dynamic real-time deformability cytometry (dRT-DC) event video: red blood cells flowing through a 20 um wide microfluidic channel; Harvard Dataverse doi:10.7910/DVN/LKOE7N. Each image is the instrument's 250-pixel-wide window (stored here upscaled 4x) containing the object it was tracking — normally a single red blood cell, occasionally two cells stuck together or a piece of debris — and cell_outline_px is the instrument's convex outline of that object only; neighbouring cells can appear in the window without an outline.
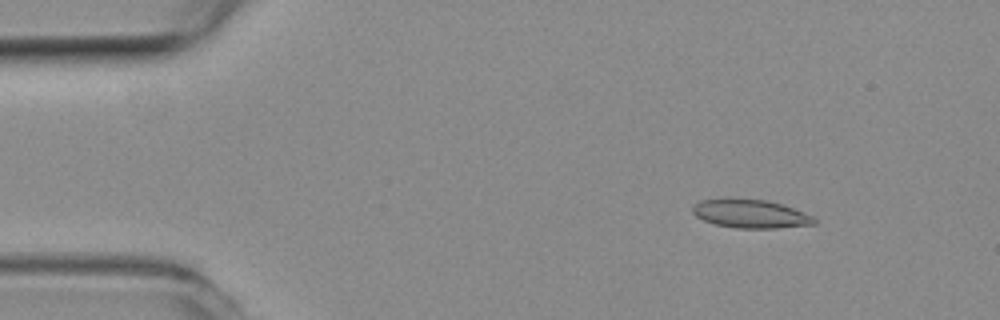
{"species": "common noctule bat (a hibernating species)", "species_latin": "Nyctalus noctula", "temperature_condition": "room temperature", "stored_images_in_passage": 52, "camera_frame_rate_fps": 3000, "um_per_image_px": 0.085, "animal": {"sex": "female", "body_mass_g": 19.3, "forearm_length_mm": 54.1}, "frame": {"image": 1, "passage_image": 5, "time_ms": 1.333, "image_size_px": [1000, 320], "cell_outline_px": [[816, 224], [776, 228], [736, 228], [716, 224], [704, 220], [696, 216], [692, 212], [692, 208], [700, 200], [724, 196], [764, 200], [780, 204], [816, 216]], "centroid_in_image_um": [63.77, 18.14], "position_along_channel_um": 21.2, "area_um2": 20.58}}
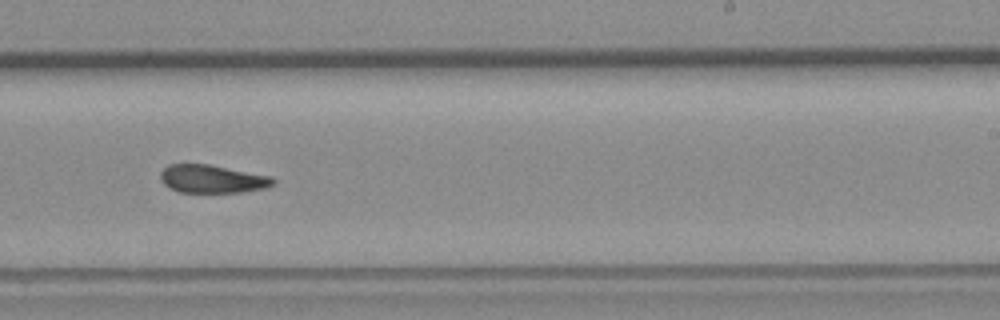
{"frame": {"image": 2, "passage_image": 31, "time_ms": 10.0, "image_size_px": [1000, 320], "cell_outline_px": [[276, 184], [264, 188], [244, 192], [180, 192], [168, 188], [160, 180], [160, 172], [168, 164], [208, 164], [272, 176], [276, 180]], "centroid_in_image_um": [18.05, 15.21], "position_along_channel_um": 271.0, "area_um2": 18.61}}
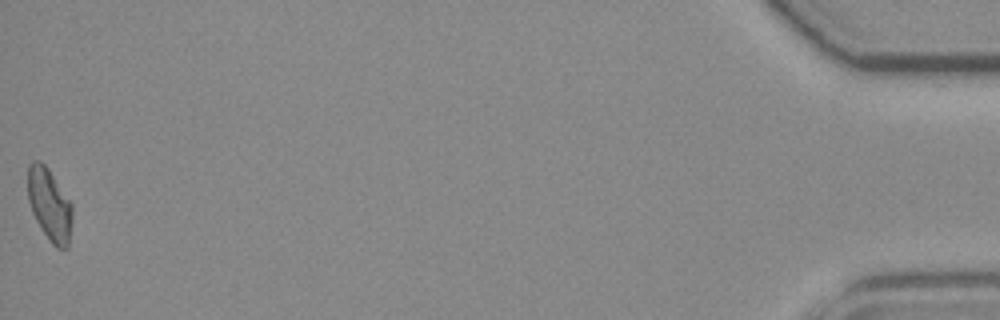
{"frame": {"image": 3, "passage_image": 52, "time_ms": 17.0, "image_size_px": [1000, 320], "cell_outline_px": [[72, 220], [68, 248], [56, 248], [52, 244], [36, 220], [32, 212], [28, 200], [28, 164], [32, 160], [40, 160], [48, 168], [72, 204]], "centroid_in_image_um": [4.21, 17.38], "position_along_channel_um": 431.0, "area_um2": 18.73}, "authors_computed_cell_mechanics": {"area_um2": 19.3052, "velocity_mm_per_s": 3.8077, "shape_relaxation_time_tau1_ms": null, "shape_relaxation_time_tau2_ms": 3.4013, "deformation_change_tau1": null, "deformation_change_tau2": 0.0798}}